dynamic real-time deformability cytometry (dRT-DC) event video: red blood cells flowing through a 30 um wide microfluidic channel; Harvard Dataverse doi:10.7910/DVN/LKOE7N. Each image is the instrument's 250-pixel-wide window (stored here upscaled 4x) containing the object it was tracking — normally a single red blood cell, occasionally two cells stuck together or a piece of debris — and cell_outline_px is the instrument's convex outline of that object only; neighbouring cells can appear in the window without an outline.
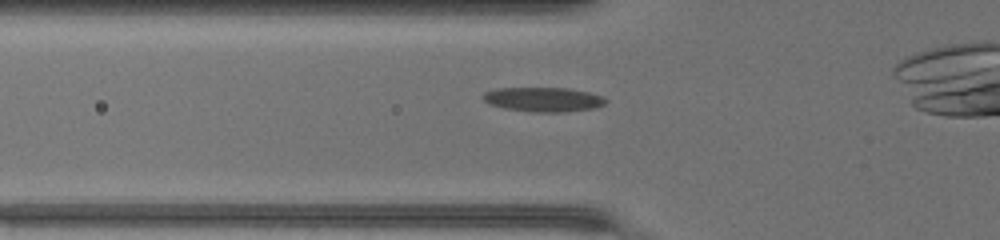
{"species": "common noctule bat (a hibernating species)", "species_latin": "Nyctalus noctula", "temperature_condition": "warm", "stored_images_in_passage": 33, "camera_frame_rate_fps": 3000, "um_per_image_px": 0.085, "animal": {"sex": "female", "body_mass_g": 17.0, "forearm_length_mm": 48.0}, "frame": {"image": 1, "passage_image": 10, "time_ms": 3.0, "image_size_px": [1000, 240], "cell_outline_px": [[608, 100], [604, 104], [596, 108], [564, 112], [536, 112], [504, 108], [492, 104], [484, 100], [480, 96], [484, 92], [496, 88], [568, 88], [588, 92], [600, 96]], "centroid_in_image_um": [46.18, 8.45], "position_along_channel_um": 79.6, "area_um2": 17.4}}
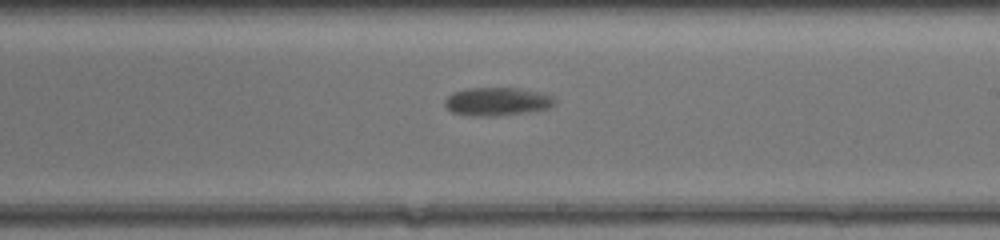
{"frame": {"image": 2, "passage_image": 22, "time_ms": 7.0, "image_size_px": [1000, 240], "cell_outline_px": [[556, 100], [548, 108], [524, 112], [492, 116], [484, 116], [452, 112], [444, 104], [444, 100], [452, 92], [468, 88], [516, 88], [536, 92], [552, 96]], "centroid_in_image_um": [42.21, 8.61], "position_along_channel_um": 246.8, "area_um2": 17.57}}
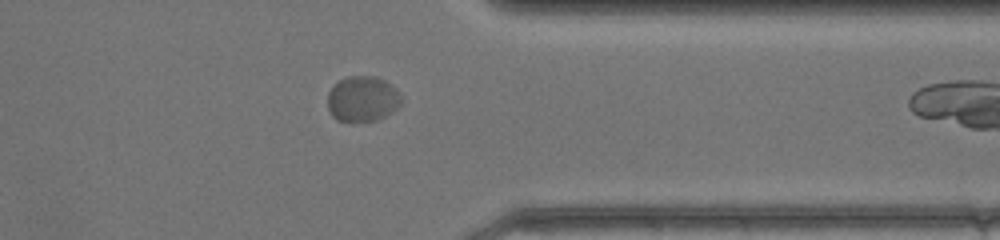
{"frame": {"image": 3, "passage_image": 32, "time_ms": 10.333, "image_size_px": [1000, 240], "cell_outline_px": [[400, 104], [392, 112], [376, 120], [336, 120], [332, 116], [328, 108], [328, 92], [332, 84], [348, 76], [376, 76], [384, 80], [400, 96]], "centroid_in_image_um": [30.75, 8.39], "position_along_channel_um": 380.6, "area_um2": 19.13}}